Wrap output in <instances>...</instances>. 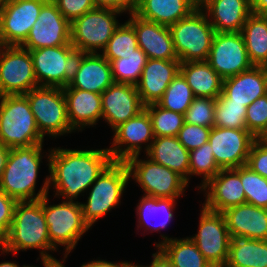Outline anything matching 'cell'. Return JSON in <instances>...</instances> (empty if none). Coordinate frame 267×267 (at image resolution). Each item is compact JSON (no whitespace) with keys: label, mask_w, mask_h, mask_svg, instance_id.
I'll use <instances>...</instances> for the list:
<instances>
[{"label":"cell","mask_w":267,"mask_h":267,"mask_svg":"<svg viewBox=\"0 0 267 267\" xmlns=\"http://www.w3.org/2000/svg\"><path fill=\"white\" fill-rule=\"evenodd\" d=\"M226 264L230 267H267V240L231 238Z\"/></svg>","instance_id":"obj_33"},{"label":"cell","mask_w":267,"mask_h":267,"mask_svg":"<svg viewBox=\"0 0 267 267\" xmlns=\"http://www.w3.org/2000/svg\"><path fill=\"white\" fill-rule=\"evenodd\" d=\"M169 29L181 63L207 60L216 31L200 7Z\"/></svg>","instance_id":"obj_8"},{"label":"cell","mask_w":267,"mask_h":267,"mask_svg":"<svg viewBox=\"0 0 267 267\" xmlns=\"http://www.w3.org/2000/svg\"><path fill=\"white\" fill-rule=\"evenodd\" d=\"M256 138L247 129L212 127L208 142L221 169L238 168L247 163Z\"/></svg>","instance_id":"obj_18"},{"label":"cell","mask_w":267,"mask_h":267,"mask_svg":"<svg viewBox=\"0 0 267 267\" xmlns=\"http://www.w3.org/2000/svg\"><path fill=\"white\" fill-rule=\"evenodd\" d=\"M18 201L0 190V241L8 233Z\"/></svg>","instance_id":"obj_47"},{"label":"cell","mask_w":267,"mask_h":267,"mask_svg":"<svg viewBox=\"0 0 267 267\" xmlns=\"http://www.w3.org/2000/svg\"><path fill=\"white\" fill-rule=\"evenodd\" d=\"M138 47L135 30L126 20L117 27L101 54L111 63L113 60L133 54Z\"/></svg>","instance_id":"obj_35"},{"label":"cell","mask_w":267,"mask_h":267,"mask_svg":"<svg viewBox=\"0 0 267 267\" xmlns=\"http://www.w3.org/2000/svg\"><path fill=\"white\" fill-rule=\"evenodd\" d=\"M221 168L217 165L209 142L203 144L197 149L190 151L189 157V185L192 176L201 177V182L195 188L199 190L211 178H213Z\"/></svg>","instance_id":"obj_37"},{"label":"cell","mask_w":267,"mask_h":267,"mask_svg":"<svg viewBox=\"0 0 267 267\" xmlns=\"http://www.w3.org/2000/svg\"><path fill=\"white\" fill-rule=\"evenodd\" d=\"M246 128L255 138H264L267 135V94L247 107Z\"/></svg>","instance_id":"obj_43"},{"label":"cell","mask_w":267,"mask_h":267,"mask_svg":"<svg viewBox=\"0 0 267 267\" xmlns=\"http://www.w3.org/2000/svg\"><path fill=\"white\" fill-rule=\"evenodd\" d=\"M29 52L38 86L65 88L69 84L78 54L71 44L44 47Z\"/></svg>","instance_id":"obj_12"},{"label":"cell","mask_w":267,"mask_h":267,"mask_svg":"<svg viewBox=\"0 0 267 267\" xmlns=\"http://www.w3.org/2000/svg\"><path fill=\"white\" fill-rule=\"evenodd\" d=\"M222 214L231 238L267 240V209L244 203Z\"/></svg>","instance_id":"obj_25"},{"label":"cell","mask_w":267,"mask_h":267,"mask_svg":"<svg viewBox=\"0 0 267 267\" xmlns=\"http://www.w3.org/2000/svg\"><path fill=\"white\" fill-rule=\"evenodd\" d=\"M101 103L102 121L111 130L145 108L135 85L115 82L101 94Z\"/></svg>","instance_id":"obj_21"},{"label":"cell","mask_w":267,"mask_h":267,"mask_svg":"<svg viewBox=\"0 0 267 267\" xmlns=\"http://www.w3.org/2000/svg\"><path fill=\"white\" fill-rule=\"evenodd\" d=\"M147 59L146 54L138 47L133 54L113 60L111 69L114 82L136 86Z\"/></svg>","instance_id":"obj_36"},{"label":"cell","mask_w":267,"mask_h":267,"mask_svg":"<svg viewBox=\"0 0 267 267\" xmlns=\"http://www.w3.org/2000/svg\"><path fill=\"white\" fill-rule=\"evenodd\" d=\"M207 0H194L195 4L200 7L203 3H205Z\"/></svg>","instance_id":"obj_56"},{"label":"cell","mask_w":267,"mask_h":267,"mask_svg":"<svg viewBox=\"0 0 267 267\" xmlns=\"http://www.w3.org/2000/svg\"><path fill=\"white\" fill-rule=\"evenodd\" d=\"M97 7L113 8L125 14L134 11L135 0H93Z\"/></svg>","instance_id":"obj_48"},{"label":"cell","mask_w":267,"mask_h":267,"mask_svg":"<svg viewBox=\"0 0 267 267\" xmlns=\"http://www.w3.org/2000/svg\"><path fill=\"white\" fill-rule=\"evenodd\" d=\"M3 46V43H2V41H1V38H0V48Z\"/></svg>","instance_id":"obj_60"},{"label":"cell","mask_w":267,"mask_h":267,"mask_svg":"<svg viewBox=\"0 0 267 267\" xmlns=\"http://www.w3.org/2000/svg\"><path fill=\"white\" fill-rule=\"evenodd\" d=\"M199 215L198 231L189 238L213 267L226 264L231 237L224 215L202 205Z\"/></svg>","instance_id":"obj_13"},{"label":"cell","mask_w":267,"mask_h":267,"mask_svg":"<svg viewBox=\"0 0 267 267\" xmlns=\"http://www.w3.org/2000/svg\"><path fill=\"white\" fill-rule=\"evenodd\" d=\"M194 99L193 91L183 75L179 73L169 84L157 104L164 109L184 115Z\"/></svg>","instance_id":"obj_38"},{"label":"cell","mask_w":267,"mask_h":267,"mask_svg":"<svg viewBox=\"0 0 267 267\" xmlns=\"http://www.w3.org/2000/svg\"><path fill=\"white\" fill-rule=\"evenodd\" d=\"M100 257L96 258L95 260H91L89 262L83 263L80 267H125L130 261L122 260L119 262L114 261H107L106 259H99Z\"/></svg>","instance_id":"obj_50"},{"label":"cell","mask_w":267,"mask_h":267,"mask_svg":"<svg viewBox=\"0 0 267 267\" xmlns=\"http://www.w3.org/2000/svg\"><path fill=\"white\" fill-rule=\"evenodd\" d=\"M246 111L244 104L231 103L222 94L216 98L214 126L232 129L246 128Z\"/></svg>","instance_id":"obj_40"},{"label":"cell","mask_w":267,"mask_h":267,"mask_svg":"<svg viewBox=\"0 0 267 267\" xmlns=\"http://www.w3.org/2000/svg\"><path fill=\"white\" fill-rule=\"evenodd\" d=\"M24 96L34 114L38 130L44 138L49 136L52 140H56L76 132L68 120L63 88L37 86Z\"/></svg>","instance_id":"obj_7"},{"label":"cell","mask_w":267,"mask_h":267,"mask_svg":"<svg viewBox=\"0 0 267 267\" xmlns=\"http://www.w3.org/2000/svg\"><path fill=\"white\" fill-rule=\"evenodd\" d=\"M151 119L154 137L178 136L185 122L184 115L160 107L157 103L144 108Z\"/></svg>","instance_id":"obj_39"},{"label":"cell","mask_w":267,"mask_h":267,"mask_svg":"<svg viewBox=\"0 0 267 267\" xmlns=\"http://www.w3.org/2000/svg\"><path fill=\"white\" fill-rule=\"evenodd\" d=\"M48 0H7L0 11V38L5 46H21Z\"/></svg>","instance_id":"obj_16"},{"label":"cell","mask_w":267,"mask_h":267,"mask_svg":"<svg viewBox=\"0 0 267 267\" xmlns=\"http://www.w3.org/2000/svg\"><path fill=\"white\" fill-rule=\"evenodd\" d=\"M206 62L223 80L253 66L241 32H216Z\"/></svg>","instance_id":"obj_15"},{"label":"cell","mask_w":267,"mask_h":267,"mask_svg":"<svg viewBox=\"0 0 267 267\" xmlns=\"http://www.w3.org/2000/svg\"><path fill=\"white\" fill-rule=\"evenodd\" d=\"M197 192L204 193L205 201L201 205L213 212L222 213L226 209L246 203L240 167L221 169Z\"/></svg>","instance_id":"obj_19"},{"label":"cell","mask_w":267,"mask_h":267,"mask_svg":"<svg viewBox=\"0 0 267 267\" xmlns=\"http://www.w3.org/2000/svg\"><path fill=\"white\" fill-rule=\"evenodd\" d=\"M62 15L71 23L83 14L95 9L93 0H52Z\"/></svg>","instance_id":"obj_46"},{"label":"cell","mask_w":267,"mask_h":267,"mask_svg":"<svg viewBox=\"0 0 267 267\" xmlns=\"http://www.w3.org/2000/svg\"><path fill=\"white\" fill-rule=\"evenodd\" d=\"M156 252L152 254V261L149 265H140L141 267H173L171 261L166 255L156 247Z\"/></svg>","instance_id":"obj_49"},{"label":"cell","mask_w":267,"mask_h":267,"mask_svg":"<svg viewBox=\"0 0 267 267\" xmlns=\"http://www.w3.org/2000/svg\"><path fill=\"white\" fill-rule=\"evenodd\" d=\"M49 194L44 196V215L51 245L58 251L63 247L65 256L74 251L84 234L91 230L83 220L80 202L64 201L51 204ZM59 247V248H58Z\"/></svg>","instance_id":"obj_6"},{"label":"cell","mask_w":267,"mask_h":267,"mask_svg":"<svg viewBox=\"0 0 267 267\" xmlns=\"http://www.w3.org/2000/svg\"><path fill=\"white\" fill-rule=\"evenodd\" d=\"M112 132L113 140L107 149L113 161H126L142 151L145 155L154 140L151 119L145 109L119 124Z\"/></svg>","instance_id":"obj_14"},{"label":"cell","mask_w":267,"mask_h":267,"mask_svg":"<svg viewBox=\"0 0 267 267\" xmlns=\"http://www.w3.org/2000/svg\"><path fill=\"white\" fill-rule=\"evenodd\" d=\"M240 180L245 192L246 203L267 209V178L244 165L240 166Z\"/></svg>","instance_id":"obj_41"},{"label":"cell","mask_w":267,"mask_h":267,"mask_svg":"<svg viewBox=\"0 0 267 267\" xmlns=\"http://www.w3.org/2000/svg\"><path fill=\"white\" fill-rule=\"evenodd\" d=\"M29 249L39 250V256H54L52 253L57 252L49 239L44 197L36 201H18L9 231L0 241V255L3 257L11 253L15 256Z\"/></svg>","instance_id":"obj_3"},{"label":"cell","mask_w":267,"mask_h":267,"mask_svg":"<svg viewBox=\"0 0 267 267\" xmlns=\"http://www.w3.org/2000/svg\"><path fill=\"white\" fill-rule=\"evenodd\" d=\"M127 21L133 26L139 48L148 59L179 60L169 26L144 20L134 12L129 13Z\"/></svg>","instance_id":"obj_22"},{"label":"cell","mask_w":267,"mask_h":267,"mask_svg":"<svg viewBox=\"0 0 267 267\" xmlns=\"http://www.w3.org/2000/svg\"><path fill=\"white\" fill-rule=\"evenodd\" d=\"M6 2H7V0H0V11L4 7V5L6 4Z\"/></svg>","instance_id":"obj_58"},{"label":"cell","mask_w":267,"mask_h":267,"mask_svg":"<svg viewBox=\"0 0 267 267\" xmlns=\"http://www.w3.org/2000/svg\"><path fill=\"white\" fill-rule=\"evenodd\" d=\"M211 128L184 122L178 133L179 142L188 150L197 149L208 142Z\"/></svg>","instance_id":"obj_44"},{"label":"cell","mask_w":267,"mask_h":267,"mask_svg":"<svg viewBox=\"0 0 267 267\" xmlns=\"http://www.w3.org/2000/svg\"><path fill=\"white\" fill-rule=\"evenodd\" d=\"M44 140L26 97L0 96V142L12 149L43 144Z\"/></svg>","instance_id":"obj_5"},{"label":"cell","mask_w":267,"mask_h":267,"mask_svg":"<svg viewBox=\"0 0 267 267\" xmlns=\"http://www.w3.org/2000/svg\"><path fill=\"white\" fill-rule=\"evenodd\" d=\"M71 44V23L57 5L48 0L41 8L26 41L21 47L27 50Z\"/></svg>","instance_id":"obj_17"},{"label":"cell","mask_w":267,"mask_h":267,"mask_svg":"<svg viewBox=\"0 0 267 267\" xmlns=\"http://www.w3.org/2000/svg\"><path fill=\"white\" fill-rule=\"evenodd\" d=\"M221 94L231 103L248 107L254 100L267 94V67L252 66L224 79Z\"/></svg>","instance_id":"obj_26"},{"label":"cell","mask_w":267,"mask_h":267,"mask_svg":"<svg viewBox=\"0 0 267 267\" xmlns=\"http://www.w3.org/2000/svg\"><path fill=\"white\" fill-rule=\"evenodd\" d=\"M63 92L68 120L76 132L94 127L102 120L101 94L76 88H63Z\"/></svg>","instance_id":"obj_27"},{"label":"cell","mask_w":267,"mask_h":267,"mask_svg":"<svg viewBox=\"0 0 267 267\" xmlns=\"http://www.w3.org/2000/svg\"><path fill=\"white\" fill-rule=\"evenodd\" d=\"M67 259V256L63 255V258L60 260L58 259L51 267H65V261Z\"/></svg>","instance_id":"obj_55"},{"label":"cell","mask_w":267,"mask_h":267,"mask_svg":"<svg viewBox=\"0 0 267 267\" xmlns=\"http://www.w3.org/2000/svg\"><path fill=\"white\" fill-rule=\"evenodd\" d=\"M138 263L134 264L133 262H129L125 267H141Z\"/></svg>","instance_id":"obj_57"},{"label":"cell","mask_w":267,"mask_h":267,"mask_svg":"<svg viewBox=\"0 0 267 267\" xmlns=\"http://www.w3.org/2000/svg\"><path fill=\"white\" fill-rule=\"evenodd\" d=\"M113 161L107 148L65 149L50 148L49 190L54 198L64 201H78L84 196L104 169Z\"/></svg>","instance_id":"obj_1"},{"label":"cell","mask_w":267,"mask_h":267,"mask_svg":"<svg viewBox=\"0 0 267 267\" xmlns=\"http://www.w3.org/2000/svg\"><path fill=\"white\" fill-rule=\"evenodd\" d=\"M251 12L267 15V0H251Z\"/></svg>","instance_id":"obj_51"},{"label":"cell","mask_w":267,"mask_h":267,"mask_svg":"<svg viewBox=\"0 0 267 267\" xmlns=\"http://www.w3.org/2000/svg\"><path fill=\"white\" fill-rule=\"evenodd\" d=\"M141 154L128 158L127 164L130 181L138 184L143 195L155 198H180L185 197L189 187L186 180L177 172L154 162L146 155Z\"/></svg>","instance_id":"obj_9"},{"label":"cell","mask_w":267,"mask_h":267,"mask_svg":"<svg viewBox=\"0 0 267 267\" xmlns=\"http://www.w3.org/2000/svg\"><path fill=\"white\" fill-rule=\"evenodd\" d=\"M246 166L262 177L267 178V141L264 138H256L253 142Z\"/></svg>","instance_id":"obj_45"},{"label":"cell","mask_w":267,"mask_h":267,"mask_svg":"<svg viewBox=\"0 0 267 267\" xmlns=\"http://www.w3.org/2000/svg\"><path fill=\"white\" fill-rule=\"evenodd\" d=\"M130 182L125 161H112L92 183L86 192V202H80L83 220L91 229L98 222L97 220L121 204L123 194Z\"/></svg>","instance_id":"obj_4"},{"label":"cell","mask_w":267,"mask_h":267,"mask_svg":"<svg viewBox=\"0 0 267 267\" xmlns=\"http://www.w3.org/2000/svg\"><path fill=\"white\" fill-rule=\"evenodd\" d=\"M200 8L216 32H241L252 13L249 0H207Z\"/></svg>","instance_id":"obj_28"},{"label":"cell","mask_w":267,"mask_h":267,"mask_svg":"<svg viewBox=\"0 0 267 267\" xmlns=\"http://www.w3.org/2000/svg\"><path fill=\"white\" fill-rule=\"evenodd\" d=\"M41 259V263L43 267H51L58 259L54 256H39L37 258V261ZM20 267H39V266H34V265H21Z\"/></svg>","instance_id":"obj_52"},{"label":"cell","mask_w":267,"mask_h":267,"mask_svg":"<svg viewBox=\"0 0 267 267\" xmlns=\"http://www.w3.org/2000/svg\"><path fill=\"white\" fill-rule=\"evenodd\" d=\"M180 60L147 59L136 88L144 106L156 104L180 73Z\"/></svg>","instance_id":"obj_24"},{"label":"cell","mask_w":267,"mask_h":267,"mask_svg":"<svg viewBox=\"0 0 267 267\" xmlns=\"http://www.w3.org/2000/svg\"><path fill=\"white\" fill-rule=\"evenodd\" d=\"M138 204L136 205L135 212L137 216V232L143 229V234L159 232L161 240L154 242V247H158L163 242L175 237H170L167 234H161V230L167 228L172 220L176 205L179 198H155L146 195H141ZM174 212V213H173ZM148 232V233H147Z\"/></svg>","instance_id":"obj_23"},{"label":"cell","mask_w":267,"mask_h":267,"mask_svg":"<svg viewBox=\"0 0 267 267\" xmlns=\"http://www.w3.org/2000/svg\"><path fill=\"white\" fill-rule=\"evenodd\" d=\"M145 154L154 162L177 172L189 184L190 151L179 142L177 136L154 137Z\"/></svg>","instance_id":"obj_30"},{"label":"cell","mask_w":267,"mask_h":267,"mask_svg":"<svg viewBox=\"0 0 267 267\" xmlns=\"http://www.w3.org/2000/svg\"><path fill=\"white\" fill-rule=\"evenodd\" d=\"M113 83L111 63L101 53H78L65 88L102 94Z\"/></svg>","instance_id":"obj_20"},{"label":"cell","mask_w":267,"mask_h":267,"mask_svg":"<svg viewBox=\"0 0 267 267\" xmlns=\"http://www.w3.org/2000/svg\"><path fill=\"white\" fill-rule=\"evenodd\" d=\"M158 248L171 261L173 267H213L189 236L172 238L160 244Z\"/></svg>","instance_id":"obj_34"},{"label":"cell","mask_w":267,"mask_h":267,"mask_svg":"<svg viewBox=\"0 0 267 267\" xmlns=\"http://www.w3.org/2000/svg\"><path fill=\"white\" fill-rule=\"evenodd\" d=\"M125 13L96 7L71 22V45L78 53H101L121 24L117 17Z\"/></svg>","instance_id":"obj_10"},{"label":"cell","mask_w":267,"mask_h":267,"mask_svg":"<svg viewBox=\"0 0 267 267\" xmlns=\"http://www.w3.org/2000/svg\"><path fill=\"white\" fill-rule=\"evenodd\" d=\"M37 86L29 50L3 45L0 48V96L25 95Z\"/></svg>","instance_id":"obj_11"},{"label":"cell","mask_w":267,"mask_h":267,"mask_svg":"<svg viewBox=\"0 0 267 267\" xmlns=\"http://www.w3.org/2000/svg\"><path fill=\"white\" fill-rule=\"evenodd\" d=\"M197 8L194 0H135L133 12L144 20L170 26Z\"/></svg>","instance_id":"obj_29"},{"label":"cell","mask_w":267,"mask_h":267,"mask_svg":"<svg viewBox=\"0 0 267 267\" xmlns=\"http://www.w3.org/2000/svg\"><path fill=\"white\" fill-rule=\"evenodd\" d=\"M216 99L209 97H195L184 114L186 123L204 127H214V111Z\"/></svg>","instance_id":"obj_42"},{"label":"cell","mask_w":267,"mask_h":267,"mask_svg":"<svg viewBox=\"0 0 267 267\" xmlns=\"http://www.w3.org/2000/svg\"><path fill=\"white\" fill-rule=\"evenodd\" d=\"M215 267H230V266H228L227 264H223V265H218V266H215Z\"/></svg>","instance_id":"obj_59"},{"label":"cell","mask_w":267,"mask_h":267,"mask_svg":"<svg viewBox=\"0 0 267 267\" xmlns=\"http://www.w3.org/2000/svg\"><path fill=\"white\" fill-rule=\"evenodd\" d=\"M43 147L44 143L10 149L0 177L1 191L17 201H36L49 194V175L45 176L42 186L36 191L42 160L47 159L45 165L49 166L50 149L47 153Z\"/></svg>","instance_id":"obj_2"},{"label":"cell","mask_w":267,"mask_h":267,"mask_svg":"<svg viewBox=\"0 0 267 267\" xmlns=\"http://www.w3.org/2000/svg\"><path fill=\"white\" fill-rule=\"evenodd\" d=\"M241 34L251 64L267 67V15L251 13Z\"/></svg>","instance_id":"obj_32"},{"label":"cell","mask_w":267,"mask_h":267,"mask_svg":"<svg viewBox=\"0 0 267 267\" xmlns=\"http://www.w3.org/2000/svg\"><path fill=\"white\" fill-rule=\"evenodd\" d=\"M16 261H3L0 262V267H20L18 263H15Z\"/></svg>","instance_id":"obj_54"},{"label":"cell","mask_w":267,"mask_h":267,"mask_svg":"<svg viewBox=\"0 0 267 267\" xmlns=\"http://www.w3.org/2000/svg\"><path fill=\"white\" fill-rule=\"evenodd\" d=\"M180 73L186 79L195 97L216 99L223 88V79L206 61L183 62Z\"/></svg>","instance_id":"obj_31"},{"label":"cell","mask_w":267,"mask_h":267,"mask_svg":"<svg viewBox=\"0 0 267 267\" xmlns=\"http://www.w3.org/2000/svg\"><path fill=\"white\" fill-rule=\"evenodd\" d=\"M10 149L0 142V177L5 168Z\"/></svg>","instance_id":"obj_53"}]
</instances>
